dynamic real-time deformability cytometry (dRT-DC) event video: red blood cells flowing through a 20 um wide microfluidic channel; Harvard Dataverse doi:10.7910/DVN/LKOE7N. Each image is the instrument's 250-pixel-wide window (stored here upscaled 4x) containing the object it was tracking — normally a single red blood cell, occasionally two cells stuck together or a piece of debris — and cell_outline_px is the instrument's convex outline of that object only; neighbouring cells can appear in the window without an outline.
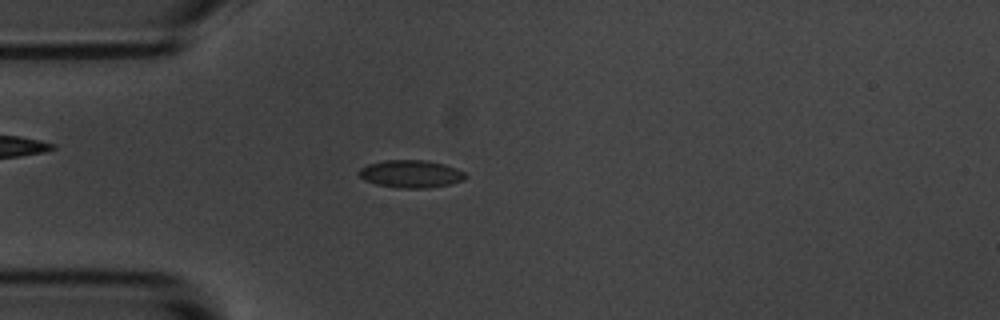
{"species": "common noctule bat (a hibernating species)", "species_latin": "Nyctalus noctula", "temperature_condition": "room temperature", "stored_images_in_passage": 5, "camera_frame_rate_fps": 3000, "um_per_image_px": 0.085, "animal": {"sex": "male", "body_mass_g": 20.1, "forearm_length_mm": 53.5}, "frame": {"image": 1, "passage_image": 5, "time_ms": 1.333, "image_size_px": [1000, 320], "cell_outline_px": [[468, 176], [464, 180], [448, 184], [428, 188], [400, 188], [376, 184], [364, 180], [356, 172], [360, 168], [368, 164], [384, 160], [428, 160], [444, 164], [456, 168], [464, 172]], "centroid_in_image_um": [34.91, 14.77], "position_along_channel_um": 50.1, "area_um2": 17.22}}